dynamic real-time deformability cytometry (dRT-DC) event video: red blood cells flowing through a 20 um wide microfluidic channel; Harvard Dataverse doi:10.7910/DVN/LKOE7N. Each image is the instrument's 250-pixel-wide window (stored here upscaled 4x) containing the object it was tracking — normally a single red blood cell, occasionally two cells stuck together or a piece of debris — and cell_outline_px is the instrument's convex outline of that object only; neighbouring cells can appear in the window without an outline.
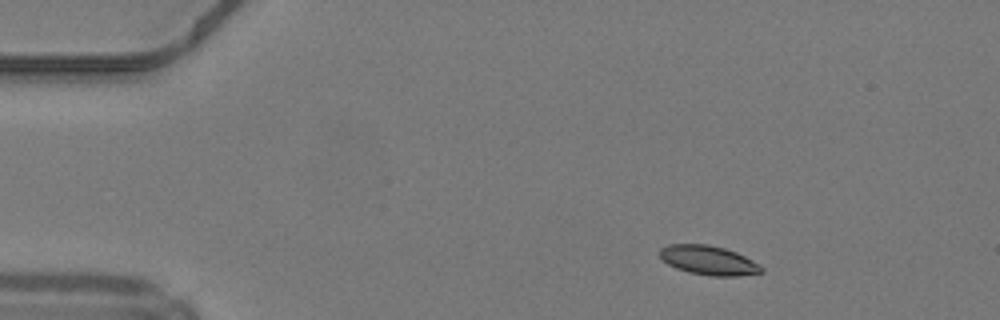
{"species": "common noctule bat (a hibernating species)", "species_latin": "Nyctalus noctula", "temperature_condition": "warm", "stored_images_in_passage": 47, "camera_frame_rate_fps": 3000, "um_per_image_px": 0.085, "animal": {"sex": "male", "body_mass_g": 19.2, "forearm_length_mm": 51.8}, "frame": {"image": 1, "passage_image": 6, "time_ms": 1.667, "image_size_px": [1000, 320], "cell_outline_px": [[764, 272], [740, 276], [712, 276], [688, 272], [676, 268], [668, 264], [660, 256], [660, 248], [668, 244], [708, 244], [724, 248], [736, 252], [760, 264], [764, 268]], "centroid_in_image_um": [60.25, 22.13], "position_along_channel_um": 24.7, "area_um2": 17.4}}
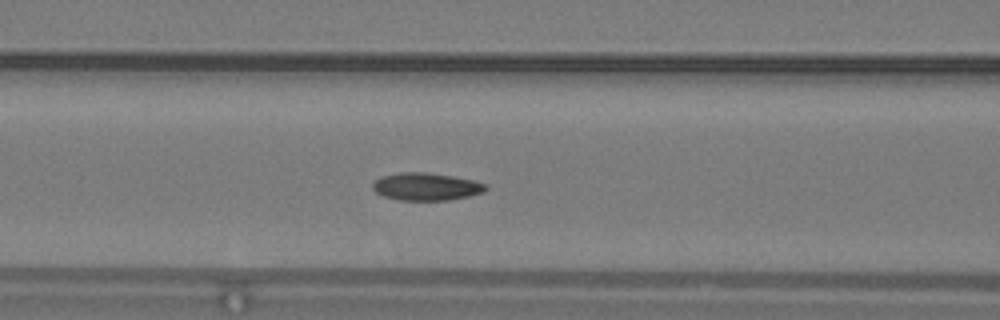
{"frame": {"image": 2, "passage_image": 19, "time_ms": 6.0, "image_size_px": [1000, 320], "cell_outline_px": [[488, 188], [484, 192], [468, 196], [448, 200], [400, 200], [384, 196], [376, 192], [372, 188], [372, 184], [380, 176], [400, 172], [424, 172], [452, 176], [472, 180], [484, 184]], "centroid_in_image_um": [36.19, 15.86], "position_along_channel_um": 130.4, "area_um2": 18.03}}
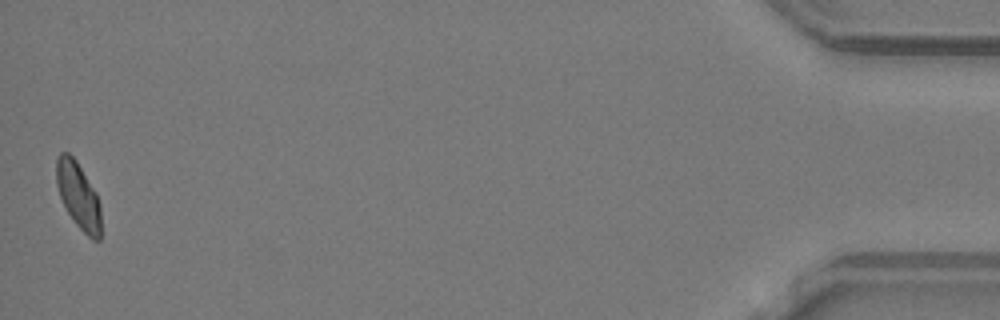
{"frame": {"image": 3, "passage_image": 47, "time_ms": 15.333, "image_size_px": [1000, 320], "cell_outline_px": [[100, 240], [92, 240], [76, 224], [68, 212], [60, 196], [56, 184], [56, 156], [60, 152], [68, 152], [76, 160], [96, 192], [100, 204]], "centroid_in_image_um": [6.65, 16.59], "position_along_channel_um": 428.6, "area_um2": 17.17}, "authors_computed_cell_mechanics": {"area_um2": 17.629, "velocity_mm_per_s": 4.2155, "shape_relaxation_time_tau1_ms": 6.6092, "shape_relaxation_time_tau2_ms": 2.3778, "deformation_change_tau1": 0.141, "deformation_change_tau2": 0.0622}}